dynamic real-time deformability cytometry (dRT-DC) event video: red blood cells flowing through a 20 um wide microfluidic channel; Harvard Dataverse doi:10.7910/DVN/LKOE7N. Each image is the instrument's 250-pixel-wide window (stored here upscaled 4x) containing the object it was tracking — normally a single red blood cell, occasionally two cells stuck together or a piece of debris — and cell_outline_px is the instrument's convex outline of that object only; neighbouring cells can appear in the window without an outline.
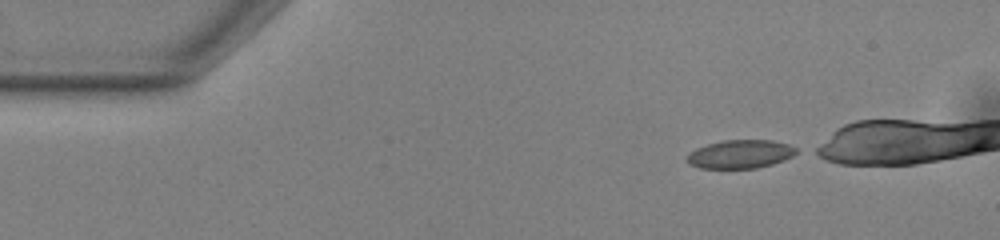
{"species": "common noctule bat (a hibernating species)", "species_latin": "Nyctalus noctula", "temperature_condition": "warm", "stored_images_in_passage": 37, "camera_frame_rate_fps": 3000, "um_per_image_px": 0.085, "animal": {"sex": "male", "body_mass_g": 13.0, "forearm_length_mm": 53.1}, "frame": {"image": 1, "passage_image": 1, "time_ms": 0.0, "image_size_px": [1000, 240], "cell_outline_px": [[800, 152], [784, 160], [772, 164], [756, 168], [700, 168], [688, 164], [684, 160], [696, 148], [708, 144], [724, 140], [772, 140], [788, 144], [796, 148]], "centroid_in_image_um": [62.94, 13.1], "position_along_channel_um": 22.1, "area_um2": 18.15}}
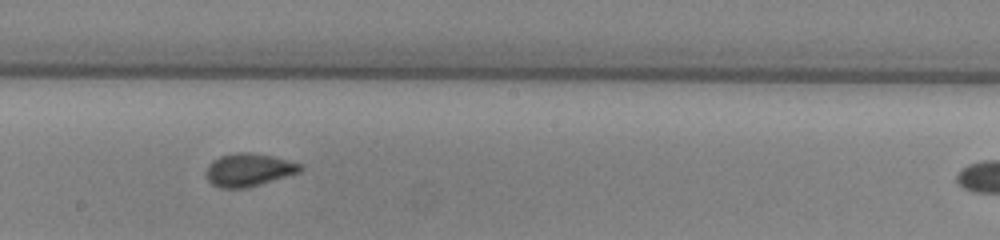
{"frame": {"image": 2, "passage_image": 23, "time_ms": 7.333, "image_size_px": [1000, 240], "cell_outline_px": [[304, 168], [300, 172], [248, 188], [220, 188], [212, 184], [208, 180], [208, 164], [212, 160], [220, 156], [232, 152], [248, 152], [272, 156], [304, 164]], "centroid_in_image_um": [21.17, 14.43], "position_along_channel_um": 227.0, "area_um2": 18.15}}
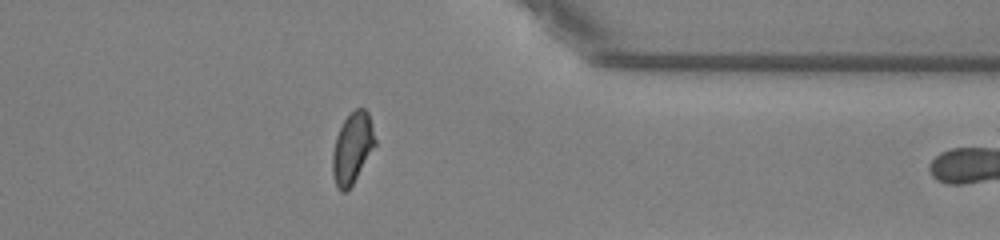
{"frame": {"image": 3, "passage_image": 36, "time_ms": 11.667, "image_size_px": [1000, 240], "cell_outline_px": [[376, 144], [348, 192], [340, 192], [332, 176], [332, 152], [336, 136], [344, 120], [356, 108], [364, 108], [368, 112], [376, 140]], "centroid_in_image_um": [29.93, 12.62], "position_along_channel_um": 381.5, "area_um2": 17.57}}